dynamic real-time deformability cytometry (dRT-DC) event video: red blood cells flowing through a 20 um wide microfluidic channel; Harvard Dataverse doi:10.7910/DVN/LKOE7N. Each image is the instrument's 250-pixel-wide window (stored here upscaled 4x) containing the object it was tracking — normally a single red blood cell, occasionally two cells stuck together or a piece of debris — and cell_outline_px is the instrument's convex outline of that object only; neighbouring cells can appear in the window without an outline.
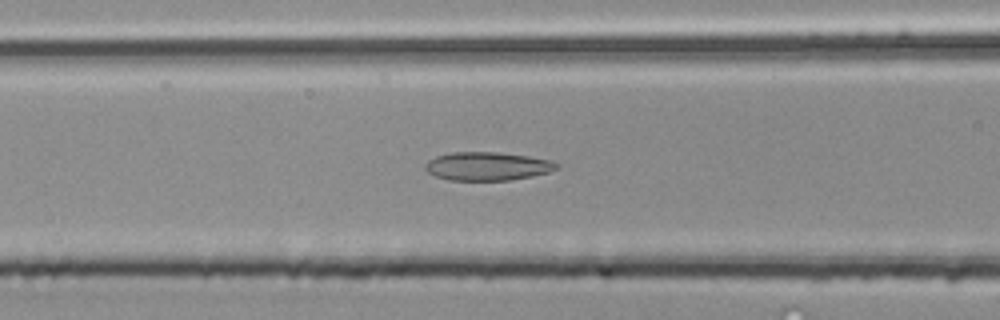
{"species": "common noctule bat (a hibernating species)", "species_latin": "Nyctalus noctula", "temperature_condition": "room temperature", "stored_images_in_passage": 28, "camera_frame_rate_fps": 3000, "um_per_image_px": 0.085, "animal": {"sex": "male", "body_mass_g": 20.4}, "frame": {"image": 1, "passage_image": 8, "time_ms": 2.333, "image_size_px": [1000, 320], "cell_outline_px": [[560, 164], [556, 168], [548, 172], [532, 176], [508, 180], [448, 180], [436, 176], [428, 172], [424, 168], [424, 164], [428, 160], [436, 156], [452, 152], [496, 152], [528, 156], [548, 160]], "centroid_in_image_um": [41.38, 14.13], "position_along_channel_um": 125.2, "area_um2": 21.62}}
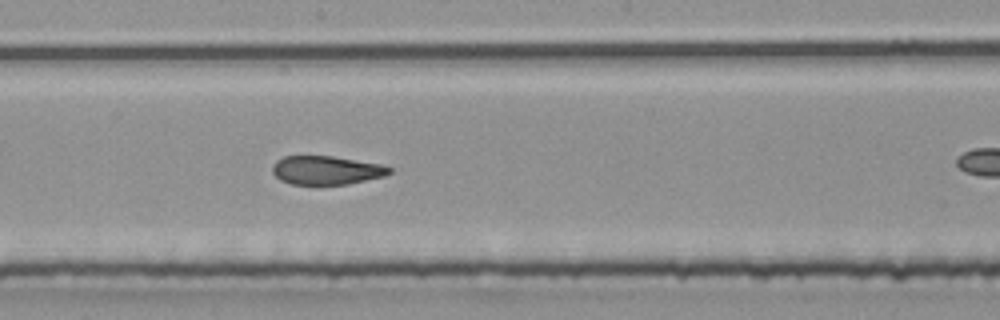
{"frame": {"image": 2, "passage_image": 15, "time_ms": 4.667, "image_size_px": [1000, 320], "cell_outline_px": [[392, 172], [384, 176], [348, 184], [292, 184], [280, 180], [272, 172], [272, 164], [276, 160], [284, 156], [332, 156], [380, 164], [392, 168]], "centroid_in_image_um": [27.72, 14.46], "position_along_channel_um": 220.5, "area_um2": 19.48}}
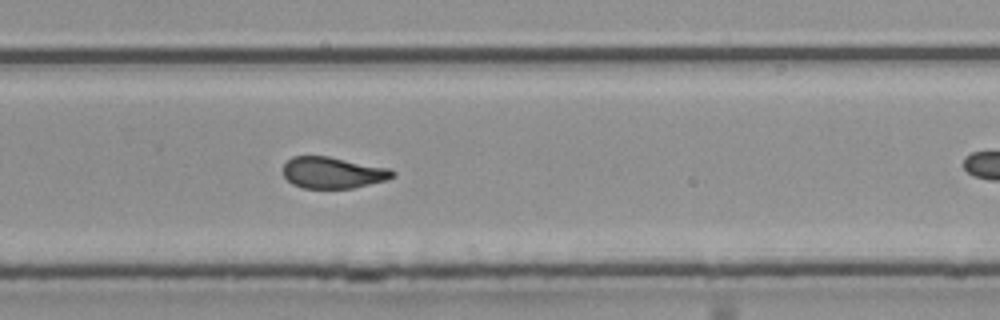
{"frame": {"image": 3, "passage_image": 21, "time_ms": 6.667, "image_size_px": [1000, 320], "cell_outline_px": [[396, 176], [388, 180], [352, 188], [304, 188], [292, 184], [284, 176], [284, 164], [292, 156], [328, 156], [392, 168], [396, 172]], "centroid_in_image_um": [28.35, 14.67], "position_along_channel_um": 301.4, "area_um2": 20.23}}